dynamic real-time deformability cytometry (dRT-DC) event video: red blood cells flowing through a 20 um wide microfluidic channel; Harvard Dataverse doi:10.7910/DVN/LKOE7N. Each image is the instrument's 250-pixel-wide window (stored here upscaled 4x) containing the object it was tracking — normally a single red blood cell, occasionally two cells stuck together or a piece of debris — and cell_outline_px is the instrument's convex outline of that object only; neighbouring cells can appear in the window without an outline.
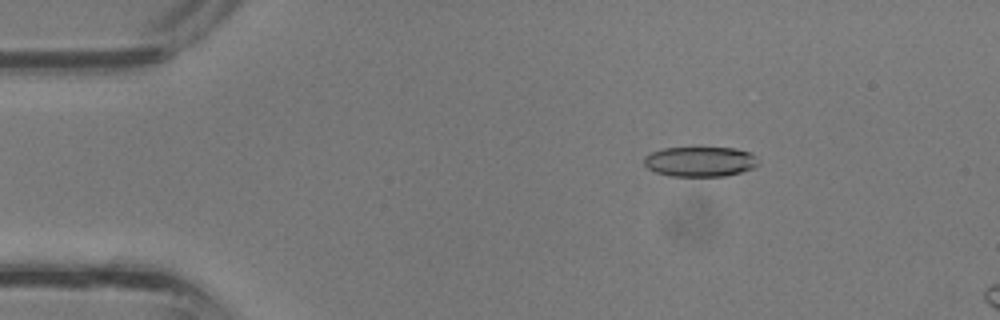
{"species": "common noctule bat (a hibernating species)", "species_latin": "Nyctalus noctula", "temperature_condition": "room temperature", "stored_images_in_passage": 10, "camera_frame_rate_fps": 3000, "um_per_image_px": 0.085, "animal": {"sex": "male", "body_mass_g": 13.3}, "frame": {"image": 1, "passage_image": 6, "time_ms": 1.667, "image_size_px": [1000, 320], "cell_outline_px": [[760, 164], [752, 168], [740, 172], [724, 176], [668, 176], [656, 172], [648, 168], [644, 164], [644, 156], [652, 152], [664, 148], [736, 148], [748, 152], [756, 156]], "centroid_in_image_um": [59.51, 13.74], "position_along_channel_um": 25.5, "area_um2": 19.94}}